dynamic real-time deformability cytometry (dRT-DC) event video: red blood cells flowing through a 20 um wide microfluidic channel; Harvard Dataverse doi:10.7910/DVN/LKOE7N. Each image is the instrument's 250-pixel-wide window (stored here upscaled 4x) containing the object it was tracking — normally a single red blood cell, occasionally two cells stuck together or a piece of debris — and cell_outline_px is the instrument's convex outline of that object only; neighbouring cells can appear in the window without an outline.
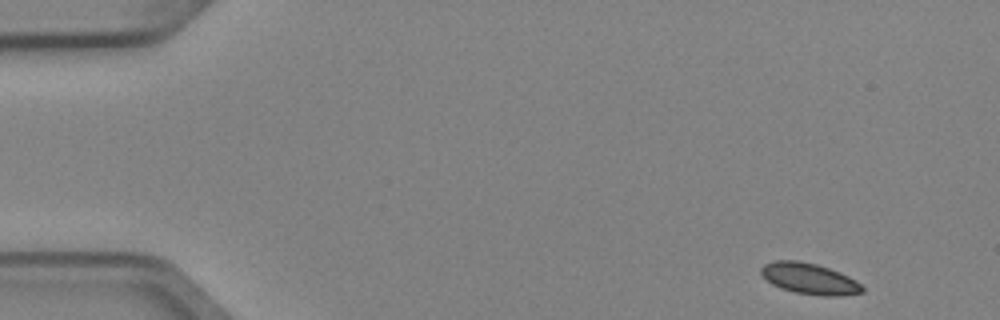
{"species": "Egyptian fruit bat (a non-hibernating species)", "species_latin": "Rousettus aegyptiacus", "temperature_condition": "cold", "stored_images_in_passage": 4, "camera_frame_rate_fps": 3000, "um_per_image_px": 0.085, "animal": {"sex": "female"}, "frame": {"image": 1, "passage_image": 1, "time_ms": 0.0, "image_size_px": [1000, 320], "cell_outline_px": [[864, 292], [840, 296], [824, 296], [796, 292], [780, 288], [772, 284], [760, 272], [760, 268], [764, 264], [776, 260], [796, 260], [816, 264], [840, 272], [856, 280], [864, 288]], "centroid_in_image_um": [68.81, 23.68], "position_along_channel_um": 16.2, "area_um2": 18.21}}
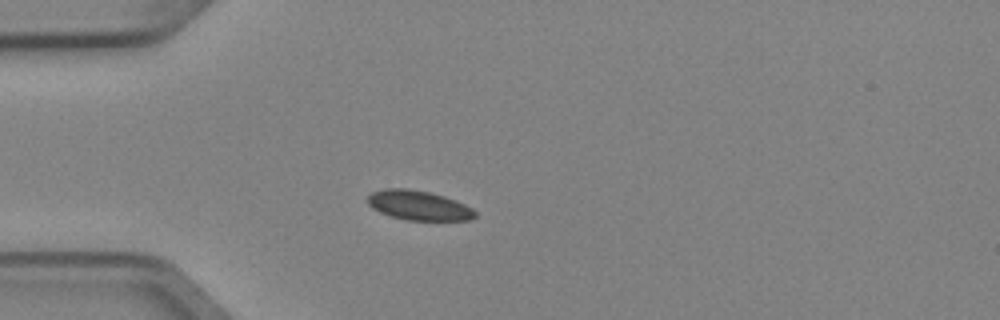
{"frame": {"image": 2, "passage_image": 3, "time_ms": 0.667, "image_size_px": [1000, 320], "cell_outline_px": [[476, 216], [472, 220], [404, 220], [380, 212], [372, 208], [368, 204], [368, 196], [372, 192], [384, 188], [408, 188], [428, 192], [444, 196], [456, 200], [472, 208], [476, 212]], "centroid_in_image_um": [35.59, 17.45], "position_along_channel_um": 49.4, "area_um2": 18.55}}